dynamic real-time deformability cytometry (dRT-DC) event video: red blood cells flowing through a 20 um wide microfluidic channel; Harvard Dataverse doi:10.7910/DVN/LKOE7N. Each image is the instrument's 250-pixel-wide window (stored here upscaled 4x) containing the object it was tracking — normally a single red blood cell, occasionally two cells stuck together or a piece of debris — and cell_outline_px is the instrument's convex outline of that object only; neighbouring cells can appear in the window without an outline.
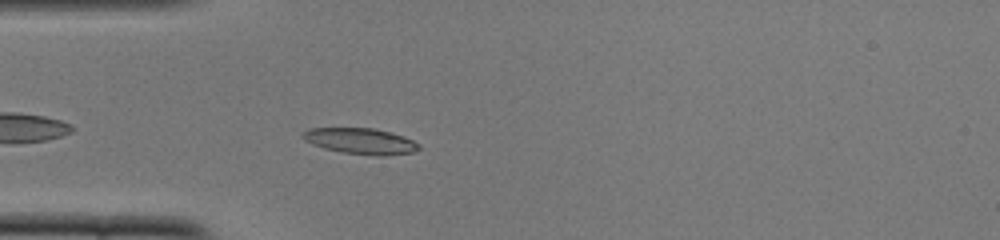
{"species": "common noctule bat (a hibernating species)", "species_latin": "Nyctalus noctula", "temperature_condition": "cold", "stored_images_in_passage": 41, "camera_frame_rate_fps": 3000, "um_per_image_px": 0.085, "animal": {"sex": "female", "body_mass_g": 22.0, "forearm_length_mm": 56.7}, "frame": {"image": 1, "passage_image": 4, "time_ms": 1.0, "image_size_px": [1000, 240], "cell_outline_px": [[420, 148], [412, 152], [380, 156], [344, 152], [324, 148], [312, 144], [304, 140], [300, 136], [308, 128], [372, 128], [392, 132], [404, 136], [420, 144]], "centroid_in_image_um": [30.64, 11.98], "position_along_channel_um": 54.4, "area_um2": 17.46}}
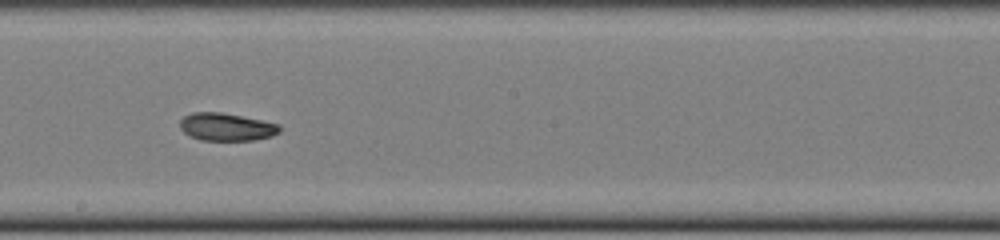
{"frame": {"image": 2, "passage_image": 18, "time_ms": 5.667, "image_size_px": [1000, 240], "cell_outline_px": [[280, 132], [272, 136], [252, 140], [200, 140], [188, 136], [180, 128], [180, 120], [184, 116], [192, 112], [220, 112], [280, 124]], "centroid_in_image_um": [19.22, 10.79], "position_along_channel_um": 229.0, "area_um2": 16.07}}
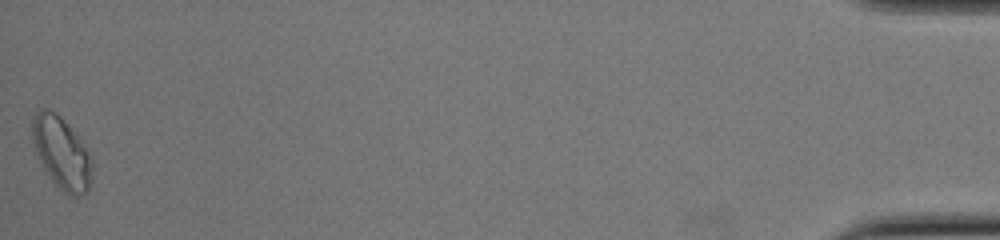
{"frame": {"image": 3, "passage_image": 41, "time_ms": 13.333, "image_size_px": [1000, 240], "cell_outline_px": [[92, 180], [88, 192], [80, 196], [68, 196], [52, 180], [40, 160], [36, 152], [32, 140], [32, 116], [40, 108], [48, 108], [56, 112], [60, 116], [76, 136], [88, 152], [92, 164]], "centroid_in_image_um": [5.23, 13.01], "position_along_channel_um": 430.0, "area_um2": 24.8}, "authors_computed_cell_mechanics": {"area_um2": 16.8776, "velocity_mm_per_s": 3.8641, "shape_relaxation_time_tau1_ms": 5.359, "shape_relaxation_time_tau2_ms": 2.3676, "deformation_change_tau1": 0.1215, "deformation_change_tau2": 0.0698}}